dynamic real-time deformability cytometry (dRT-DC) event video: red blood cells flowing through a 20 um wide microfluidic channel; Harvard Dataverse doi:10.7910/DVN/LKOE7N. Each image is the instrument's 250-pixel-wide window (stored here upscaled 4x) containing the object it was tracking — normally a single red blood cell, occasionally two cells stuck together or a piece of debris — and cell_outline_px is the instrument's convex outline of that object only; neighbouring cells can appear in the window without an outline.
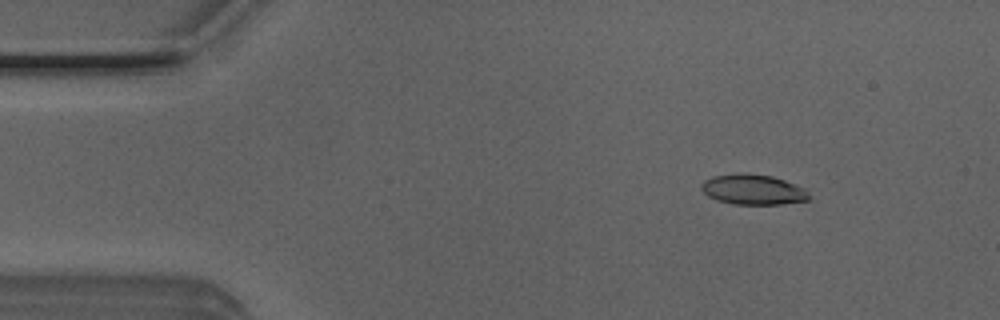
{"species": "Egyptian fruit bat (a non-hibernating species)", "species_latin": "Rousettus aegyptiacus", "temperature_condition": "room temperature", "stored_images_in_passage": 49, "camera_frame_rate_fps": 3000, "um_per_image_px": 0.085, "animal": {"sex": "male"}, "frame": {"image": 1, "passage_image": 5, "time_ms": 1.333, "image_size_px": [1000, 320], "cell_outline_px": [[808, 200], [780, 204], [732, 204], [716, 200], [708, 196], [700, 188], [700, 184], [704, 180], [712, 176], [736, 172], [740, 172], [772, 176], [784, 180], [804, 188], [808, 196]], "centroid_in_image_um": [63.93, 16.1], "position_along_channel_um": 21.1, "area_um2": 19.02}}
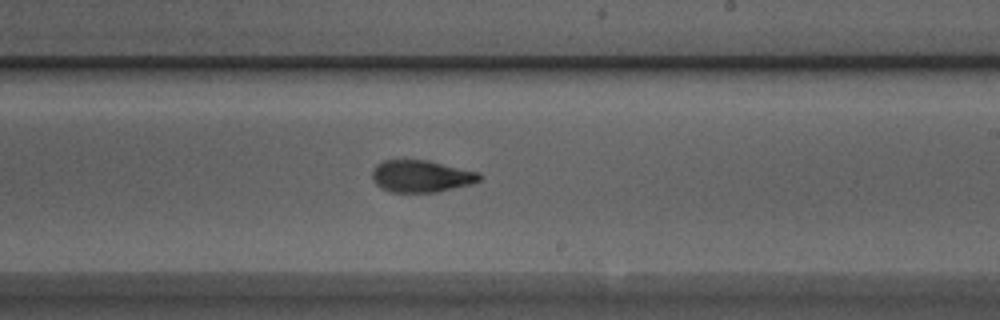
{"frame": {"image": 2, "passage_image": 28, "time_ms": 9.0, "image_size_px": [1000, 320], "cell_outline_px": [[480, 180], [472, 184], [436, 192], [392, 192], [376, 184], [372, 176], [372, 172], [376, 164], [384, 160], [428, 160], [480, 172]], "centroid_in_image_um": [35.82, 14.97], "position_along_channel_um": 253.2, "area_um2": 19.94}}
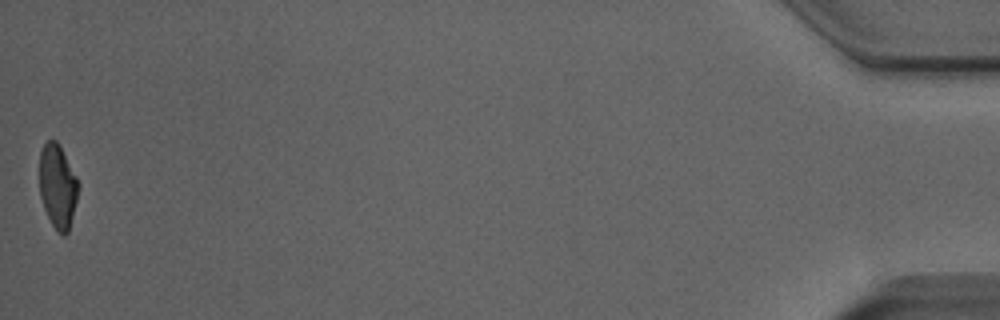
{"frame": {"image": 3, "passage_image": 49, "time_ms": 16.0, "image_size_px": [1000, 320], "cell_outline_px": [[80, 184], [68, 232], [64, 236], [56, 232], [44, 208], [40, 196], [40, 152], [44, 144], [48, 140], [56, 140], [76, 176]], "centroid_in_image_um": [4.9, 15.86], "position_along_channel_um": 430.3, "area_um2": 18.73}, "authors_computed_cell_mechanics": {"area_um2": 19.941, "velocity_mm_per_s": 4.0217, "shape_relaxation_time_tau1_ms": 5.4101, "shape_relaxation_time_tau2_ms": 1.7836, "deformation_change_tau1": 0.175, "deformation_change_tau2": 0.0879}}